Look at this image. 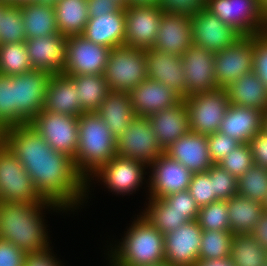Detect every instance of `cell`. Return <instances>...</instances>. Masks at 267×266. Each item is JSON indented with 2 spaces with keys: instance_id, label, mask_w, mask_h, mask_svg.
Returning a JSON list of instances; mask_svg holds the SVG:
<instances>
[{
  "instance_id": "cell-22",
  "label": "cell",
  "mask_w": 267,
  "mask_h": 266,
  "mask_svg": "<svg viewBox=\"0 0 267 266\" xmlns=\"http://www.w3.org/2000/svg\"><path fill=\"white\" fill-rule=\"evenodd\" d=\"M192 44L190 16L163 12L153 48L181 56Z\"/></svg>"
},
{
  "instance_id": "cell-14",
  "label": "cell",
  "mask_w": 267,
  "mask_h": 266,
  "mask_svg": "<svg viewBox=\"0 0 267 266\" xmlns=\"http://www.w3.org/2000/svg\"><path fill=\"white\" fill-rule=\"evenodd\" d=\"M110 48L95 44L82 35L67 37L65 75L103 74Z\"/></svg>"
},
{
  "instance_id": "cell-65",
  "label": "cell",
  "mask_w": 267,
  "mask_h": 266,
  "mask_svg": "<svg viewBox=\"0 0 267 266\" xmlns=\"http://www.w3.org/2000/svg\"><path fill=\"white\" fill-rule=\"evenodd\" d=\"M1 2L8 3L12 5V0H0Z\"/></svg>"
},
{
  "instance_id": "cell-48",
  "label": "cell",
  "mask_w": 267,
  "mask_h": 266,
  "mask_svg": "<svg viewBox=\"0 0 267 266\" xmlns=\"http://www.w3.org/2000/svg\"><path fill=\"white\" fill-rule=\"evenodd\" d=\"M163 199L171 209L184 213L190 220H197L199 207L188 190L173 193Z\"/></svg>"
},
{
  "instance_id": "cell-51",
  "label": "cell",
  "mask_w": 267,
  "mask_h": 266,
  "mask_svg": "<svg viewBox=\"0 0 267 266\" xmlns=\"http://www.w3.org/2000/svg\"><path fill=\"white\" fill-rule=\"evenodd\" d=\"M248 144L254 164L267 168V131L262 129L257 132Z\"/></svg>"
},
{
  "instance_id": "cell-17",
  "label": "cell",
  "mask_w": 267,
  "mask_h": 266,
  "mask_svg": "<svg viewBox=\"0 0 267 266\" xmlns=\"http://www.w3.org/2000/svg\"><path fill=\"white\" fill-rule=\"evenodd\" d=\"M192 43L206 50L219 52L242 37L206 8L190 16Z\"/></svg>"
},
{
  "instance_id": "cell-39",
  "label": "cell",
  "mask_w": 267,
  "mask_h": 266,
  "mask_svg": "<svg viewBox=\"0 0 267 266\" xmlns=\"http://www.w3.org/2000/svg\"><path fill=\"white\" fill-rule=\"evenodd\" d=\"M237 194L264 204L267 201V168L254 164L237 179Z\"/></svg>"
},
{
  "instance_id": "cell-15",
  "label": "cell",
  "mask_w": 267,
  "mask_h": 266,
  "mask_svg": "<svg viewBox=\"0 0 267 266\" xmlns=\"http://www.w3.org/2000/svg\"><path fill=\"white\" fill-rule=\"evenodd\" d=\"M148 167V198H165L173 193L188 190L193 173L165 152Z\"/></svg>"
},
{
  "instance_id": "cell-21",
  "label": "cell",
  "mask_w": 267,
  "mask_h": 266,
  "mask_svg": "<svg viewBox=\"0 0 267 266\" xmlns=\"http://www.w3.org/2000/svg\"><path fill=\"white\" fill-rule=\"evenodd\" d=\"M147 78L168 86L182 99L186 97L185 72L179 55L149 48L145 50Z\"/></svg>"
},
{
  "instance_id": "cell-56",
  "label": "cell",
  "mask_w": 267,
  "mask_h": 266,
  "mask_svg": "<svg viewBox=\"0 0 267 266\" xmlns=\"http://www.w3.org/2000/svg\"><path fill=\"white\" fill-rule=\"evenodd\" d=\"M160 0H128L129 5L137 4V5H159Z\"/></svg>"
},
{
  "instance_id": "cell-1",
  "label": "cell",
  "mask_w": 267,
  "mask_h": 266,
  "mask_svg": "<svg viewBox=\"0 0 267 266\" xmlns=\"http://www.w3.org/2000/svg\"><path fill=\"white\" fill-rule=\"evenodd\" d=\"M3 143L30 175L40 197L63 212L75 211L86 201L87 182L73 159L56 151L30 124L3 130Z\"/></svg>"
},
{
  "instance_id": "cell-60",
  "label": "cell",
  "mask_w": 267,
  "mask_h": 266,
  "mask_svg": "<svg viewBox=\"0 0 267 266\" xmlns=\"http://www.w3.org/2000/svg\"><path fill=\"white\" fill-rule=\"evenodd\" d=\"M260 4L264 12L267 14V0H260Z\"/></svg>"
},
{
  "instance_id": "cell-52",
  "label": "cell",
  "mask_w": 267,
  "mask_h": 266,
  "mask_svg": "<svg viewBox=\"0 0 267 266\" xmlns=\"http://www.w3.org/2000/svg\"><path fill=\"white\" fill-rule=\"evenodd\" d=\"M50 246L44 251L37 253H26L24 266H65L60 260L57 259L53 248ZM52 250V251H51Z\"/></svg>"
},
{
  "instance_id": "cell-19",
  "label": "cell",
  "mask_w": 267,
  "mask_h": 266,
  "mask_svg": "<svg viewBox=\"0 0 267 266\" xmlns=\"http://www.w3.org/2000/svg\"><path fill=\"white\" fill-rule=\"evenodd\" d=\"M202 231L197 220H191L165 234V261L172 266H194L199 261Z\"/></svg>"
},
{
  "instance_id": "cell-25",
  "label": "cell",
  "mask_w": 267,
  "mask_h": 266,
  "mask_svg": "<svg viewBox=\"0 0 267 266\" xmlns=\"http://www.w3.org/2000/svg\"><path fill=\"white\" fill-rule=\"evenodd\" d=\"M147 118L163 151L190 131L188 109L183 100L178 105L150 114Z\"/></svg>"
},
{
  "instance_id": "cell-13",
  "label": "cell",
  "mask_w": 267,
  "mask_h": 266,
  "mask_svg": "<svg viewBox=\"0 0 267 266\" xmlns=\"http://www.w3.org/2000/svg\"><path fill=\"white\" fill-rule=\"evenodd\" d=\"M254 35L242 36L233 45L215 52L214 68L219 88H226L253 71Z\"/></svg>"
},
{
  "instance_id": "cell-49",
  "label": "cell",
  "mask_w": 267,
  "mask_h": 266,
  "mask_svg": "<svg viewBox=\"0 0 267 266\" xmlns=\"http://www.w3.org/2000/svg\"><path fill=\"white\" fill-rule=\"evenodd\" d=\"M206 0H160L159 6L164 13L192 16L205 8Z\"/></svg>"
},
{
  "instance_id": "cell-8",
  "label": "cell",
  "mask_w": 267,
  "mask_h": 266,
  "mask_svg": "<svg viewBox=\"0 0 267 266\" xmlns=\"http://www.w3.org/2000/svg\"><path fill=\"white\" fill-rule=\"evenodd\" d=\"M148 166L138 160L128 159L115 155L108 163L103 165L95 172L87 181V196L89 199L90 187L95 178V181L101 183L108 188V191L117 195H132L139 187L142 186L145 179ZM92 180V181H91Z\"/></svg>"
},
{
  "instance_id": "cell-45",
  "label": "cell",
  "mask_w": 267,
  "mask_h": 266,
  "mask_svg": "<svg viewBox=\"0 0 267 266\" xmlns=\"http://www.w3.org/2000/svg\"><path fill=\"white\" fill-rule=\"evenodd\" d=\"M188 191L199 208L219 201L215 197L213 181L210 179L208 171L193 174Z\"/></svg>"
},
{
  "instance_id": "cell-12",
  "label": "cell",
  "mask_w": 267,
  "mask_h": 266,
  "mask_svg": "<svg viewBox=\"0 0 267 266\" xmlns=\"http://www.w3.org/2000/svg\"><path fill=\"white\" fill-rule=\"evenodd\" d=\"M56 151L75 158L78 147V117L43 109L29 123Z\"/></svg>"
},
{
  "instance_id": "cell-54",
  "label": "cell",
  "mask_w": 267,
  "mask_h": 266,
  "mask_svg": "<svg viewBox=\"0 0 267 266\" xmlns=\"http://www.w3.org/2000/svg\"><path fill=\"white\" fill-rule=\"evenodd\" d=\"M256 241L267 251V213L264 212L251 233Z\"/></svg>"
},
{
  "instance_id": "cell-58",
  "label": "cell",
  "mask_w": 267,
  "mask_h": 266,
  "mask_svg": "<svg viewBox=\"0 0 267 266\" xmlns=\"http://www.w3.org/2000/svg\"><path fill=\"white\" fill-rule=\"evenodd\" d=\"M263 129L267 131V110L263 113Z\"/></svg>"
},
{
  "instance_id": "cell-18",
  "label": "cell",
  "mask_w": 267,
  "mask_h": 266,
  "mask_svg": "<svg viewBox=\"0 0 267 266\" xmlns=\"http://www.w3.org/2000/svg\"><path fill=\"white\" fill-rule=\"evenodd\" d=\"M214 56L215 52L195 44L181 55L185 72L186 97L219 88L216 83Z\"/></svg>"
},
{
  "instance_id": "cell-31",
  "label": "cell",
  "mask_w": 267,
  "mask_h": 266,
  "mask_svg": "<svg viewBox=\"0 0 267 266\" xmlns=\"http://www.w3.org/2000/svg\"><path fill=\"white\" fill-rule=\"evenodd\" d=\"M227 205L233 235L252 233L264 213L262 203L238 194L227 200Z\"/></svg>"
},
{
  "instance_id": "cell-40",
  "label": "cell",
  "mask_w": 267,
  "mask_h": 266,
  "mask_svg": "<svg viewBox=\"0 0 267 266\" xmlns=\"http://www.w3.org/2000/svg\"><path fill=\"white\" fill-rule=\"evenodd\" d=\"M26 40L20 6L9 4L0 16V45Z\"/></svg>"
},
{
  "instance_id": "cell-6",
  "label": "cell",
  "mask_w": 267,
  "mask_h": 266,
  "mask_svg": "<svg viewBox=\"0 0 267 266\" xmlns=\"http://www.w3.org/2000/svg\"><path fill=\"white\" fill-rule=\"evenodd\" d=\"M103 76L111 91L130 92L147 79L145 50L128 46L112 48Z\"/></svg>"
},
{
  "instance_id": "cell-64",
  "label": "cell",
  "mask_w": 267,
  "mask_h": 266,
  "mask_svg": "<svg viewBox=\"0 0 267 266\" xmlns=\"http://www.w3.org/2000/svg\"><path fill=\"white\" fill-rule=\"evenodd\" d=\"M3 143V130L0 127V145Z\"/></svg>"
},
{
  "instance_id": "cell-36",
  "label": "cell",
  "mask_w": 267,
  "mask_h": 266,
  "mask_svg": "<svg viewBox=\"0 0 267 266\" xmlns=\"http://www.w3.org/2000/svg\"><path fill=\"white\" fill-rule=\"evenodd\" d=\"M230 260L234 266H267V251L251 234H235L231 241Z\"/></svg>"
},
{
  "instance_id": "cell-5",
  "label": "cell",
  "mask_w": 267,
  "mask_h": 266,
  "mask_svg": "<svg viewBox=\"0 0 267 266\" xmlns=\"http://www.w3.org/2000/svg\"><path fill=\"white\" fill-rule=\"evenodd\" d=\"M205 8L241 36L267 32V14L260 0H206Z\"/></svg>"
},
{
  "instance_id": "cell-4",
  "label": "cell",
  "mask_w": 267,
  "mask_h": 266,
  "mask_svg": "<svg viewBox=\"0 0 267 266\" xmlns=\"http://www.w3.org/2000/svg\"><path fill=\"white\" fill-rule=\"evenodd\" d=\"M116 142L97 112H84L78 117V147L73 161L86 182L116 155Z\"/></svg>"
},
{
  "instance_id": "cell-33",
  "label": "cell",
  "mask_w": 267,
  "mask_h": 266,
  "mask_svg": "<svg viewBox=\"0 0 267 266\" xmlns=\"http://www.w3.org/2000/svg\"><path fill=\"white\" fill-rule=\"evenodd\" d=\"M58 31L66 36L81 35L89 20L87 0H57L54 4Z\"/></svg>"
},
{
  "instance_id": "cell-41",
  "label": "cell",
  "mask_w": 267,
  "mask_h": 266,
  "mask_svg": "<svg viewBox=\"0 0 267 266\" xmlns=\"http://www.w3.org/2000/svg\"><path fill=\"white\" fill-rule=\"evenodd\" d=\"M227 201H216L199 208L197 222L202 230L230 231Z\"/></svg>"
},
{
  "instance_id": "cell-34",
  "label": "cell",
  "mask_w": 267,
  "mask_h": 266,
  "mask_svg": "<svg viewBox=\"0 0 267 266\" xmlns=\"http://www.w3.org/2000/svg\"><path fill=\"white\" fill-rule=\"evenodd\" d=\"M73 79L78 90L81 108L85 112H96L111 91L103 74L67 75Z\"/></svg>"
},
{
  "instance_id": "cell-11",
  "label": "cell",
  "mask_w": 267,
  "mask_h": 266,
  "mask_svg": "<svg viewBox=\"0 0 267 266\" xmlns=\"http://www.w3.org/2000/svg\"><path fill=\"white\" fill-rule=\"evenodd\" d=\"M164 151L147 117L135 116L116 142V155L138 160L149 166Z\"/></svg>"
},
{
  "instance_id": "cell-35",
  "label": "cell",
  "mask_w": 267,
  "mask_h": 266,
  "mask_svg": "<svg viewBox=\"0 0 267 266\" xmlns=\"http://www.w3.org/2000/svg\"><path fill=\"white\" fill-rule=\"evenodd\" d=\"M148 200L146 203L148 205L141 214L164 235L191 221L184 213L171 209L163 198H148Z\"/></svg>"
},
{
  "instance_id": "cell-38",
  "label": "cell",
  "mask_w": 267,
  "mask_h": 266,
  "mask_svg": "<svg viewBox=\"0 0 267 266\" xmlns=\"http://www.w3.org/2000/svg\"><path fill=\"white\" fill-rule=\"evenodd\" d=\"M233 234L231 231L203 230L201 234V245L199 260H221L230 258L231 241Z\"/></svg>"
},
{
  "instance_id": "cell-20",
  "label": "cell",
  "mask_w": 267,
  "mask_h": 266,
  "mask_svg": "<svg viewBox=\"0 0 267 266\" xmlns=\"http://www.w3.org/2000/svg\"><path fill=\"white\" fill-rule=\"evenodd\" d=\"M67 37L59 31L47 36L26 39L30 64L33 70H40L51 75L63 73L66 64Z\"/></svg>"
},
{
  "instance_id": "cell-43",
  "label": "cell",
  "mask_w": 267,
  "mask_h": 266,
  "mask_svg": "<svg viewBox=\"0 0 267 266\" xmlns=\"http://www.w3.org/2000/svg\"><path fill=\"white\" fill-rule=\"evenodd\" d=\"M218 165L231 173L236 179L240 178L254 165L253 156L248 143H241L228 153Z\"/></svg>"
},
{
  "instance_id": "cell-44",
  "label": "cell",
  "mask_w": 267,
  "mask_h": 266,
  "mask_svg": "<svg viewBox=\"0 0 267 266\" xmlns=\"http://www.w3.org/2000/svg\"><path fill=\"white\" fill-rule=\"evenodd\" d=\"M208 172L218 200L227 201L237 194V179L231 173L218 164H213Z\"/></svg>"
},
{
  "instance_id": "cell-24",
  "label": "cell",
  "mask_w": 267,
  "mask_h": 266,
  "mask_svg": "<svg viewBox=\"0 0 267 266\" xmlns=\"http://www.w3.org/2000/svg\"><path fill=\"white\" fill-rule=\"evenodd\" d=\"M193 174L207 172L214 164L208 149L206 135L189 131L172 143L165 151Z\"/></svg>"
},
{
  "instance_id": "cell-66",
  "label": "cell",
  "mask_w": 267,
  "mask_h": 266,
  "mask_svg": "<svg viewBox=\"0 0 267 266\" xmlns=\"http://www.w3.org/2000/svg\"><path fill=\"white\" fill-rule=\"evenodd\" d=\"M263 207H264V212L267 213V201L263 204Z\"/></svg>"
},
{
  "instance_id": "cell-61",
  "label": "cell",
  "mask_w": 267,
  "mask_h": 266,
  "mask_svg": "<svg viewBox=\"0 0 267 266\" xmlns=\"http://www.w3.org/2000/svg\"><path fill=\"white\" fill-rule=\"evenodd\" d=\"M8 3H4L0 1V16L3 14L4 9L8 6Z\"/></svg>"
},
{
  "instance_id": "cell-27",
  "label": "cell",
  "mask_w": 267,
  "mask_h": 266,
  "mask_svg": "<svg viewBox=\"0 0 267 266\" xmlns=\"http://www.w3.org/2000/svg\"><path fill=\"white\" fill-rule=\"evenodd\" d=\"M125 29V8H122L103 16L89 18L81 35L95 44L112 49L124 46Z\"/></svg>"
},
{
  "instance_id": "cell-23",
  "label": "cell",
  "mask_w": 267,
  "mask_h": 266,
  "mask_svg": "<svg viewBox=\"0 0 267 266\" xmlns=\"http://www.w3.org/2000/svg\"><path fill=\"white\" fill-rule=\"evenodd\" d=\"M129 96L136 116L143 117L176 106L183 100L168 86L150 78L133 88Z\"/></svg>"
},
{
  "instance_id": "cell-29",
  "label": "cell",
  "mask_w": 267,
  "mask_h": 266,
  "mask_svg": "<svg viewBox=\"0 0 267 266\" xmlns=\"http://www.w3.org/2000/svg\"><path fill=\"white\" fill-rule=\"evenodd\" d=\"M118 139L136 116L129 92L110 91L96 111Z\"/></svg>"
},
{
  "instance_id": "cell-26",
  "label": "cell",
  "mask_w": 267,
  "mask_h": 266,
  "mask_svg": "<svg viewBox=\"0 0 267 266\" xmlns=\"http://www.w3.org/2000/svg\"><path fill=\"white\" fill-rule=\"evenodd\" d=\"M43 110L77 117L85 112L81 108L78 90L70 76L59 73L50 77Z\"/></svg>"
},
{
  "instance_id": "cell-32",
  "label": "cell",
  "mask_w": 267,
  "mask_h": 266,
  "mask_svg": "<svg viewBox=\"0 0 267 266\" xmlns=\"http://www.w3.org/2000/svg\"><path fill=\"white\" fill-rule=\"evenodd\" d=\"M26 39L47 36L58 31L54 6L51 3L20 5Z\"/></svg>"
},
{
  "instance_id": "cell-3",
  "label": "cell",
  "mask_w": 267,
  "mask_h": 266,
  "mask_svg": "<svg viewBox=\"0 0 267 266\" xmlns=\"http://www.w3.org/2000/svg\"><path fill=\"white\" fill-rule=\"evenodd\" d=\"M139 214L121 242L110 244L106 255L115 266H148L165 261L164 234Z\"/></svg>"
},
{
  "instance_id": "cell-67",
  "label": "cell",
  "mask_w": 267,
  "mask_h": 266,
  "mask_svg": "<svg viewBox=\"0 0 267 266\" xmlns=\"http://www.w3.org/2000/svg\"><path fill=\"white\" fill-rule=\"evenodd\" d=\"M108 266H115L110 260H109V262H108Z\"/></svg>"
},
{
  "instance_id": "cell-63",
  "label": "cell",
  "mask_w": 267,
  "mask_h": 266,
  "mask_svg": "<svg viewBox=\"0 0 267 266\" xmlns=\"http://www.w3.org/2000/svg\"><path fill=\"white\" fill-rule=\"evenodd\" d=\"M57 0H36V3H51L54 4Z\"/></svg>"
},
{
  "instance_id": "cell-57",
  "label": "cell",
  "mask_w": 267,
  "mask_h": 266,
  "mask_svg": "<svg viewBox=\"0 0 267 266\" xmlns=\"http://www.w3.org/2000/svg\"><path fill=\"white\" fill-rule=\"evenodd\" d=\"M36 2V0H12V5H23V4H27V3H33Z\"/></svg>"
},
{
  "instance_id": "cell-62",
  "label": "cell",
  "mask_w": 267,
  "mask_h": 266,
  "mask_svg": "<svg viewBox=\"0 0 267 266\" xmlns=\"http://www.w3.org/2000/svg\"><path fill=\"white\" fill-rule=\"evenodd\" d=\"M148 266H172L170 263L163 261L161 263L158 264H152V265H148Z\"/></svg>"
},
{
  "instance_id": "cell-50",
  "label": "cell",
  "mask_w": 267,
  "mask_h": 266,
  "mask_svg": "<svg viewBox=\"0 0 267 266\" xmlns=\"http://www.w3.org/2000/svg\"><path fill=\"white\" fill-rule=\"evenodd\" d=\"M25 255L13 243L0 239V266H24Z\"/></svg>"
},
{
  "instance_id": "cell-28",
  "label": "cell",
  "mask_w": 267,
  "mask_h": 266,
  "mask_svg": "<svg viewBox=\"0 0 267 266\" xmlns=\"http://www.w3.org/2000/svg\"><path fill=\"white\" fill-rule=\"evenodd\" d=\"M263 113L259 109L230 103L218 132L231 136L240 143H249L263 129Z\"/></svg>"
},
{
  "instance_id": "cell-16",
  "label": "cell",
  "mask_w": 267,
  "mask_h": 266,
  "mask_svg": "<svg viewBox=\"0 0 267 266\" xmlns=\"http://www.w3.org/2000/svg\"><path fill=\"white\" fill-rule=\"evenodd\" d=\"M162 14L159 5H128L125 8L124 46L144 50L153 48Z\"/></svg>"
},
{
  "instance_id": "cell-46",
  "label": "cell",
  "mask_w": 267,
  "mask_h": 266,
  "mask_svg": "<svg viewBox=\"0 0 267 266\" xmlns=\"http://www.w3.org/2000/svg\"><path fill=\"white\" fill-rule=\"evenodd\" d=\"M210 157L214 164H218L225 156L237 148L241 143L222 132H215L207 136Z\"/></svg>"
},
{
  "instance_id": "cell-42",
  "label": "cell",
  "mask_w": 267,
  "mask_h": 266,
  "mask_svg": "<svg viewBox=\"0 0 267 266\" xmlns=\"http://www.w3.org/2000/svg\"><path fill=\"white\" fill-rule=\"evenodd\" d=\"M15 126V82L12 76L0 74V127Z\"/></svg>"
},
{
  "instance_id": "cell-30",
  "label": "cell",
  "mask_w": 267,
  "mask_h": 266,
  "mask_svg": "<svg viewBox=\"0 0 267 266\" xmlns=\"http://www.w3.org/2000/svg\"><path fill=\"white\" fill-rule=\"evenodd\" d=\"M231 104L267 110V87L252 71L238 78L226 88Z\"/></svg>"
},
{
  "instance_id": "cell-53",
  "label": "cell",
  "mask_w": 267,
  "mask_h": 266,
  "mask_svg": "<svg viewBox=\"0 0 267 266\" xmlns=\"http://www.w3.org/2000/svg\"><path fill=\"white\" fill-rule=\"evenodd\" d=\"M89 18H95L111 12L121 10L123 7L114 0H87Z\"/></svg>"
},
{
  "instance_id": "cell-47",
  "label": "cell",
  "mask_w": 267,
  "mask_h": 266,
  "mask_svg": "<svg viewBox=\"0 0 267 266\" xmlns=\"http://www.w3.org/2000/svg\"><path fill=\"white\" fill-rule=\"evenodd\" d=\"M253 72L267 87V32L254 35Z\"/></svg>"
},
{
  "instance_id": "cell-55",
  "label": "cell",
  "mask_w": 267,
  "mask_h": 266,
  "mask_svg": "<svg viewBox=\"0 0 267 266\" xmlns=\"http://www.w3.org/2000/svg\"><path fill=\"white\" fill-rule=\"evenodd\" d=\"M194 266H234L230 258L221 260L202 261L199 260Z\"/></svg>"
},
{
  "instance_id": "cell-9",
  "label": "cell",
  "mask_w": 267,
  "mask_h": 266,
  "mask_svg": "<svg viewBox=\"0 0 267 266\" xmlns=\"http://www.w3.org/2000/svg\"><path fill=\"white\" fill-rule=\"evenodd\" d=\"M0 201L45 202L36 192L30 175L4 143L0 145Z\"/></svg>"
},
{
  "instance_id": "cell-7",
  "label": "cell",
  "mask_w": 267,
  "mask_h": 266,
  "mask_svg": "<svg viewBox=\"0 0 267 266\" xmlns=\"http://www.w3.org/2000/svg\"><path fill=\"white\" fill-rule=\"evenodd\" d=\"M183 101L188 109L190 131L206 136L219 130L230 105L225 88L194 94Z\"/></svg>"
},
{
  "instance_id": "cell-2",
  "label": "cell",
  "mask_w": 267,
  "mask_h": 266,
  "mask_svg": "<svg viewBox=\"0 0 267 266\" xmlns=\"http://www.w3.org/2000/svg\"><path fill=\"white\" fill-rule=\"evenodd\" d=\"M63 211L58 205L9 203L0 201V239L11 242L25 253H37L50 247L43 210ZM50 209V210H49Z\"/></svg>"
},
{
  "instance_id": "cell-10",
  "label": "cell",
  "mask_w": 267,
  "mask_h": 266,
  "mask_svg": "<svg viewBox=\"0 0 267 266\" xmlns=\"http://www.w3.org/2000/svg\"><path fill=\"white\" fill-rule=\"evenodd\" d=\"M52 75L31 70L12 76L15 82V126L29 124L44 106V98Z\"/></svg>"
},
{
  "instance_id": "cell-37",
  "label": "cell",
  "mask_w": 267,
  "mask_h": 266,
  "mask_svg": "<svg viewBox=\"0 0 267 266\" xmlns=\"http://www.w3.org/2000/svg\"><path fill=\"white\" fill-rule=\"evenodd\" d=\"M33 70L25 42L0 45V74L14 76Z\"/></svg>"
},
{
  "instance_id": "cell-59",
  "label": "cell",
  "mask_w": 267,
  "mask_h": 266,
  "mask_svg": "<svg viewBox=\"0 0 267 266\" xmlns=\"http://www.w3.org/2000/svg\"><path fill=\"white\" fill-rule=\"evenodd\" d=\"M119 3L123 8H126L129 5L128 0H114Z\"/></svg>"
}]
</instances>
